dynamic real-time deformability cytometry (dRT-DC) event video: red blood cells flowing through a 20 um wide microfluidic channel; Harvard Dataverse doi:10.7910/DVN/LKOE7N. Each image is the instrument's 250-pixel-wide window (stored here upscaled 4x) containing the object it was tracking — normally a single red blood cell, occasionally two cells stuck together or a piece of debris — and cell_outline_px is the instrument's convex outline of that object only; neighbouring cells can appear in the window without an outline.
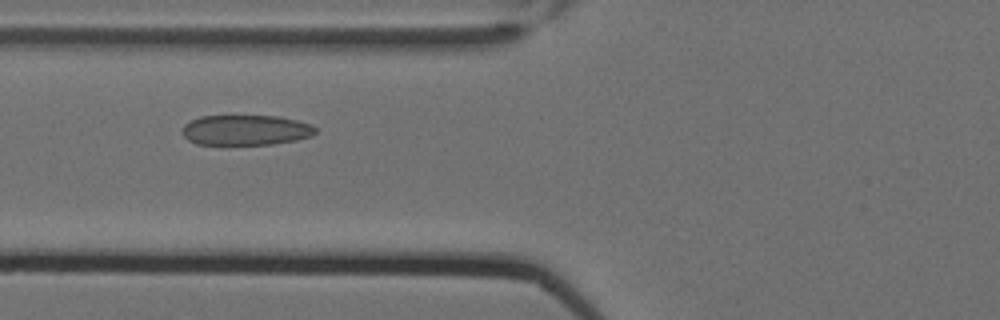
{"species": "Egyptian fruit bat (a non-hibernating species)", "species_latin": "Rousettus aegyptiacus", "temperature_condition": "cold", "stored_images_in_passage": 5, "camera_frame_rate_fps": 3000, "um_per_image_px": 0.085, "animal": {"sex": "female"}, "frame": {"image": 1, "passage_image": 4, "time_ms": 1.0, "image_size_px": [1000, 320], "cell_outline_px": [[316, 132], [312, 136], [296, 140], [272, 144], [196, 144], [188, 140], [180, 132], [184, 124], [200, 116], [280, 116], [312, 124], [316, 128]], "centroid_in_image_um": [20.88, 11.05], "position_along_channel_um": 104.9, "area_um2": 23.58}}
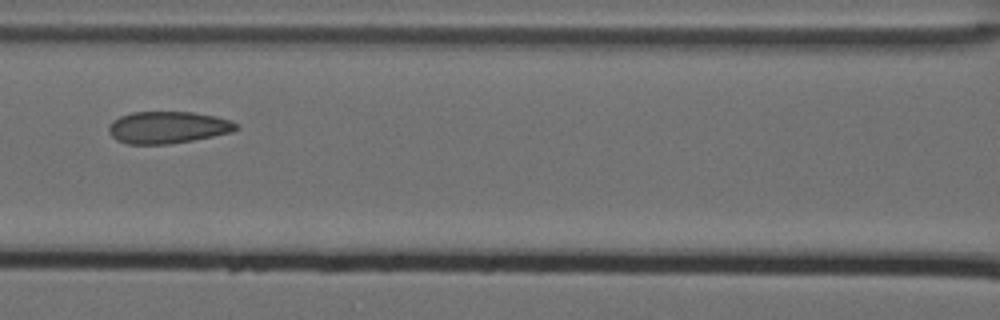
{"frame": {"image": 2, "passage_image": 5, "time_ms": 1.333, "image_size_px": [1000, 320], "cell_outline_px": [[240, 128], [232, 132], [192, 140], [168, 144], [128, 144], [116, 140], [108, 132], [108, 124], [112, 120], [120, 116], [132, 112], [192, 112], [216, 116], [228, 120], [236, 124]], "centroid_in_image_um": [14.22, 10.83], "position_along_channel_um": 152.4, "area_um2": 23.76}}